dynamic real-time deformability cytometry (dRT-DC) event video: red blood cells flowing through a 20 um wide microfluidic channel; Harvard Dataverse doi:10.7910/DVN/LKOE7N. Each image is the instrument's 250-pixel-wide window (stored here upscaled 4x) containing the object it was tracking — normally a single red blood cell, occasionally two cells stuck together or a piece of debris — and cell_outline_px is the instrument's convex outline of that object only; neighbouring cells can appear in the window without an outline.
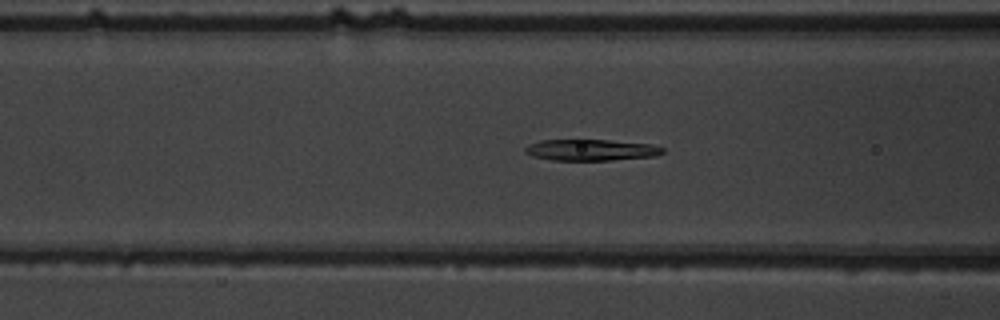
{"species": "common noctule bat (a hibernating species)", "species_latin": "Nyctalus noctula", "temperature_condition": "warm", "stored_images_in_passage": 50, "camera_frame_rate_fps": 3000, "um_per_image_px": 0.085, "animal": {"sex": "male", "body_mass_g": 19.5, "forearm_length_mm": 54.6}, "frame": {"image": 1, "passage_image": 18, "time_ms": 5.667, "image_size_px": [1000, 320], "cell_outline_px": [[664, 152], [656, 156], [612, 160], [552, 160], [532, 156], [524, 152], [524, 148], [528, 144], [540, 140], [608, 140], [652, 144], [664, 148]], "centroid_in_image_um": [50.23, 12.75], "position_along_channel_um": 116.4, "area_um2": 17.11}}
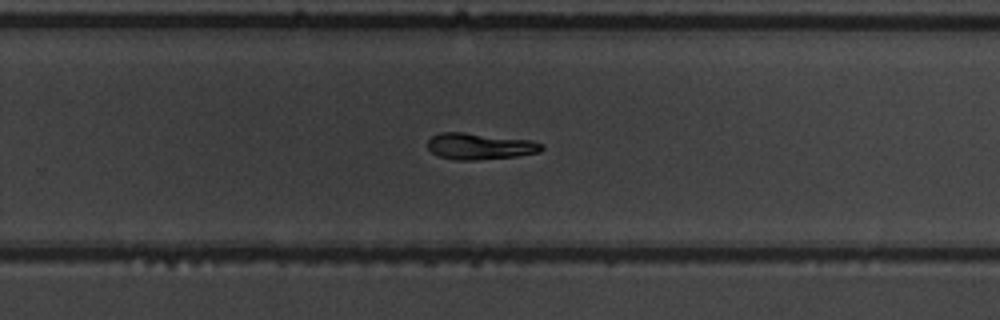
{"frame": {"image": 2, "passage_image": 32, "time_ms": 10.333, "image_size_px": [1000, 320], "cell_outline_px": [[544, 148], [540, 152], [516, 156], [476, 160], [456, 160], [436, 156], [428, 148], [428, 140], [432, 136], [440, 132], [464, 132], [528, 140], [544, 144]], "centroid_in_image_um": [40.76, 12.44], "position_along_channel_um": 289.0, "area_um2": 17.51}}
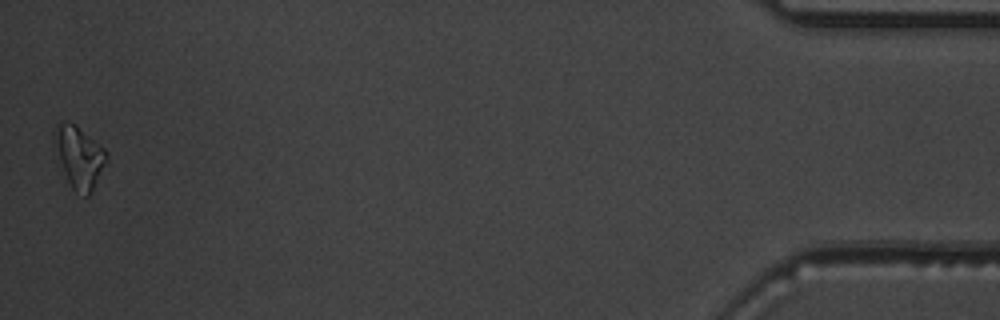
{"frame": {"image": 3, "passage_image": 50, "time_ms": 16.333, "image_size_px": [1000, 320], "cell_outline_px": [[108, 156], [88, 196], [84, 196], [76, 192], [72, 188], [68, 180], [52, 140], [52, 132], [56, 124], [76, 124], [104, 148], [108, 152]], "centroid_in_image_um": [6.71, 13.3], "position_along_channel_um": 428.5, "area_um2": 18.15}, "authors_computed_cell_mechanics": {"area_um2": 17.8602, "velocity_mm_per_s": 3.7145, "shape_relaxation_time_tau1_ms": 4.6394, "shape_relaxation_time_tau2_ms": null, "deformation_change_tau1": 0.1876, "deformation_change_tau2": null}}